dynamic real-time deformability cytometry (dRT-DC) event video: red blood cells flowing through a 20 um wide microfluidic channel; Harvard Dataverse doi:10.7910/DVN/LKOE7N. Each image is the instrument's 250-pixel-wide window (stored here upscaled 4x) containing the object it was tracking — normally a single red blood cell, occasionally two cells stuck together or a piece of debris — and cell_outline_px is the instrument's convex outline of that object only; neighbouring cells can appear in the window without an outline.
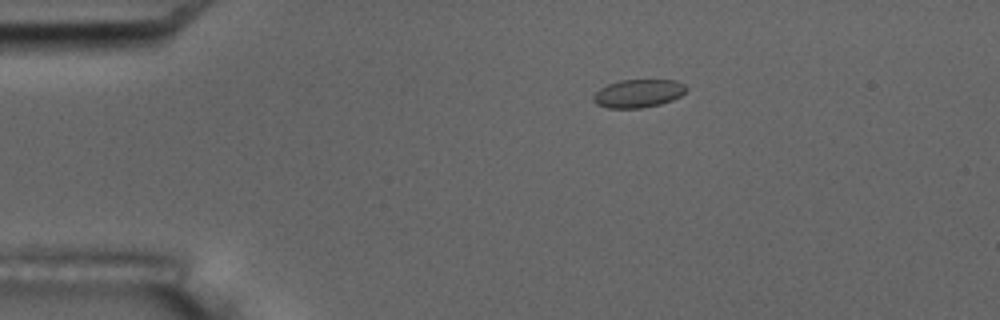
{"species": "common noctule bat (a hibernating species)", "species_latin": "Nyctalus noctula", "temperature_condition": "room temperature", "stored_images_in_passage": 4, "camera_frame_rate_fps": 3000, "um_per_image_px": 0.085, "animal": {"sex": "male", "body_mass_g": 17.5, "forearm_length_mm": 52.3}, "frame": {"image": 1, "passage_image": 1, "time_ms": 0.0, "image_size_px": [1000, 320], "cell_outline_px": [[688, 88], [680, 96], [672, 100], [660, 104], [640, 108], [608, 108], [596, 104], [592, 100], [592, 96], [600, 88], [608, 84], [620, 80], [676, 80], [684, 84]], "centroid_in_image_um": [54.24, 7.94], "position_along_channel_um": 30.8, "area_um2": 15.26}}